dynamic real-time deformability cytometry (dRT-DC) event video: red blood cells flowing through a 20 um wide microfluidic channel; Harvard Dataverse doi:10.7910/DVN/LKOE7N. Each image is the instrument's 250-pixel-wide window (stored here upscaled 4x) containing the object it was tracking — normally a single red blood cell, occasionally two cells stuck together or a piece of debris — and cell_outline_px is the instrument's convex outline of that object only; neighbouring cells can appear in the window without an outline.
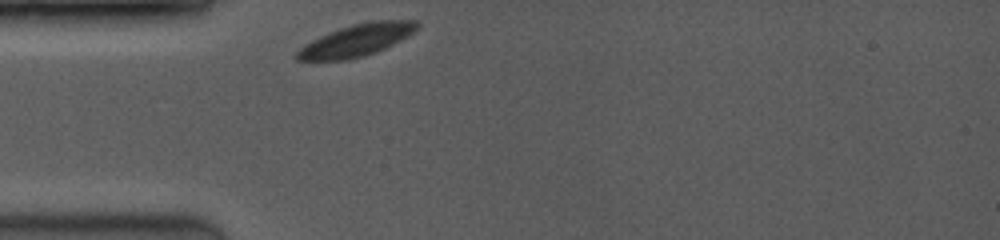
{"species": "common noctule bat (a hibernating species)", "species_latin": "Nyctalus noctula", "temperature_condition": "room temperature", "stored_images_in_passage": 24, "camera_frame_rate_fps": 3500, "um_per_image_px": 0.085, "animal": {"sex": "female", "body_mass_g": 19.0, "forearm_length_mm": 53.3}, "frame": {"image": 1, "passage_image": 1, "time_ms": 0.0, "image_size_px": [1000, 240], "cell_outline_px": [[420, 28], [400, 40], [376, 52], [364, 56], [348, 60], [296, 60], [296, 52], [304, 44], [328, 32], [352, 24], [372, 20], [416, 20], [420, 24]], "centroid_in_image_um": [30.32, 3.41], "position_along_channel_um": 54.7, "area_um2": 22.43}}
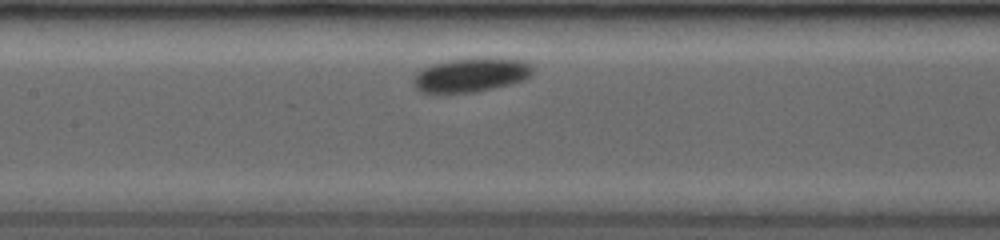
{"frame": {"image": 2, "passage_image": 8, "time_ms": 3.143, "image_size_px": [1000, 240], "cell_outline_px": [[532, 72], [524, 80], [476, 92], [420, 92], [416, 88], [412, 80], [424, 68], [432, 64], [452, 60], [520, 60], [532, 64]], "centroid_in_image_um": [40.01, 6.41], "position_along_channel_um": 167.4, "area_um2": 22.43}}
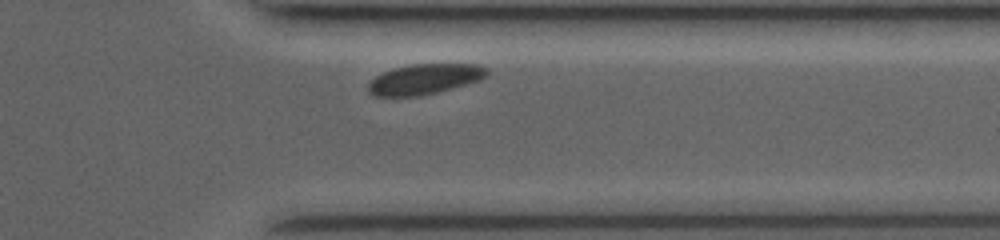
{"frame": {"image": 3, "passage_image": 22, "time_ms": 8.571, "image_size_px": [1000, 240], "cell_outline_px": [[488, 76], [480, 80], [452, 88], [420, 96], [372, 96], [368, 92], [368, 84], [376, 76], [384, 72], [396, 68], [412, 64], [480, 64], [488, 68]], "centroid_in_image_um": [36.12, 6.72], "position_along_channel_um": 375.3, "area_um2": 20.92}, "authors_computed_cell_mechanics": {"area_um2": 22.6865, "velocity_mm_per_s": 3.7948, "shape_relaxation_time_tau1_ms": 0.6986, "shape_relaxation_time_tau2_ms": null, "deformation_change_tau1": 0.0228, "deformation_change_tau2": null}}